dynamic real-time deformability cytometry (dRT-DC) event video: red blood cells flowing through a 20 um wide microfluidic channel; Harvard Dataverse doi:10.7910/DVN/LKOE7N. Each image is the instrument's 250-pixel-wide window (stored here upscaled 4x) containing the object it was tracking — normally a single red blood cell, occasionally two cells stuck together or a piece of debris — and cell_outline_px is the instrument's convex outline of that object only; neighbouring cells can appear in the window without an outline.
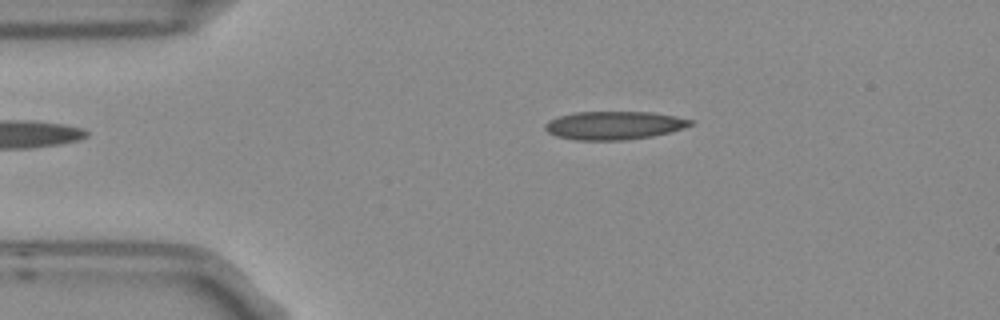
{"species": "Egyptian fruit bat (a non-hibernating species)", "species_latin": "Rousettus aegyptiacus", "temperature_condition": "room temperature", "stored_images_in_passage": 3, "camera_frame_rate_fps": 3000, "um_per_image_px": 0.085, "frame": {"image": 1, "passage_image": 2, "time_ms": 0.333, "image_size_px": [1000, 320], "cell_outline_px": [[696, 120], [692, 124], [684, 128], [652, 136], [624, 140], [576, 140], [556, 136], [548, 132], [544, 128], [544, 124], [548, 120], [560, 116], [576, 112], [652, 112], [676, 116]], "centroid_in_image_um": [52.2, 10.65], "position_along_channel_um": 32.8, "area_um2": 23.99}}